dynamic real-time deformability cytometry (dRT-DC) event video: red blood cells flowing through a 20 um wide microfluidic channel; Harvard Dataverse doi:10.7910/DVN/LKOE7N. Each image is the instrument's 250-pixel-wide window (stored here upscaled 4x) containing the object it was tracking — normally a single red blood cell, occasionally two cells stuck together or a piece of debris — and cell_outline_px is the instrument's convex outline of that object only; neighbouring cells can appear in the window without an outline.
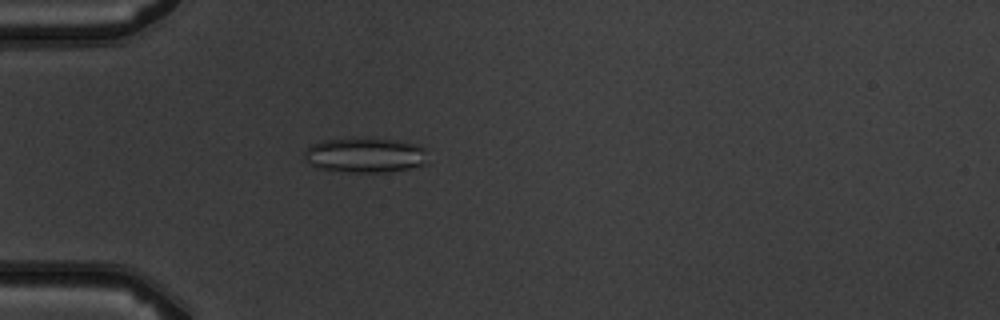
{"species": "common noctule bat (a hibernating species)", "species_latin": "Nyctalus noctula", "temperature_condition": "warm", "stored_images_in_passage": 5, "camera_frame_rate_fps": 3000, "um_per_image_px": 0.085, "animal": {"sex": "male", "body_mass_g": 19.5, "forearm_length_mm": 54.6}, "frame": {"image": 1, "passage_image": 5, "time_ms": 4.667, "image_size_px": [1000, 320], "cell_outline_px": [[428, 164], [412, 168], [392, 172], [348, 172], [316, 168], [308, 164], [304, 156], [304, 148], [312, 144], [324, 140], [396, 140], [420, 144], [424, 148]], "centroid_in_image_um": [31.06, 13.23], "position_along_channel_um": 53.9, "area_um2": 25.03}}